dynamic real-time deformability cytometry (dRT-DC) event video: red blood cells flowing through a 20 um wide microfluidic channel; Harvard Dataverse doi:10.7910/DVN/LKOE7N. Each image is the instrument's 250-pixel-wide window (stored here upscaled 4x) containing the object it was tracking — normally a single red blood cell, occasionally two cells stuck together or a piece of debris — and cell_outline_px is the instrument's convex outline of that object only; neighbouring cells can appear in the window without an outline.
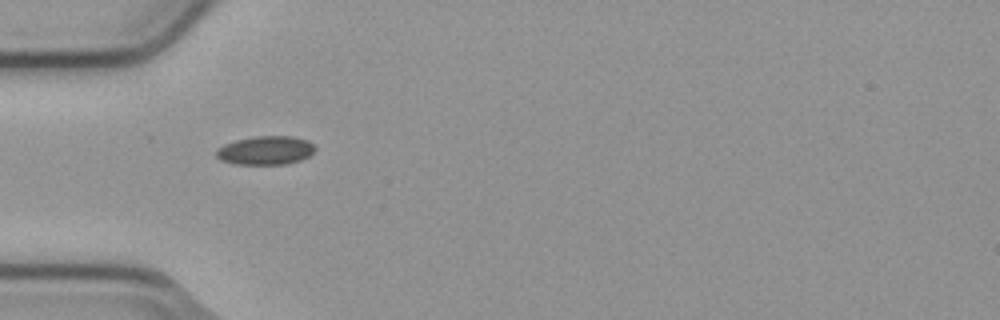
{"species": "common noctule bat (a hibernating species)", "species_latin": "Nyctalus noctula", "temperature_condition": "cold", "stored_images_in_passage": 2, "camera_frame_rate_fps": 3000, "um_per_image_px": 0.085, "animal": {"sex": "male", "body_mass_g": 23.1, "forearm_length_mm": 52.7}, "frame": {"image": 1, "passage_image": 1, "time_ms": 0.0, "image_size_px": [1000, 320], "cell_outline_px": [[316, 148], [308, 156], [300, 160], [288, 164], [236, 164], [220, 160], [216, 156], [216, 152], [224, 144], [236, 140], [252, 136], [292, 136], [308, 140]], "centroid_in_image_um": [22.58, 12.78], "position_along_channel_um": 62.4, "area_um2": 16.47}}
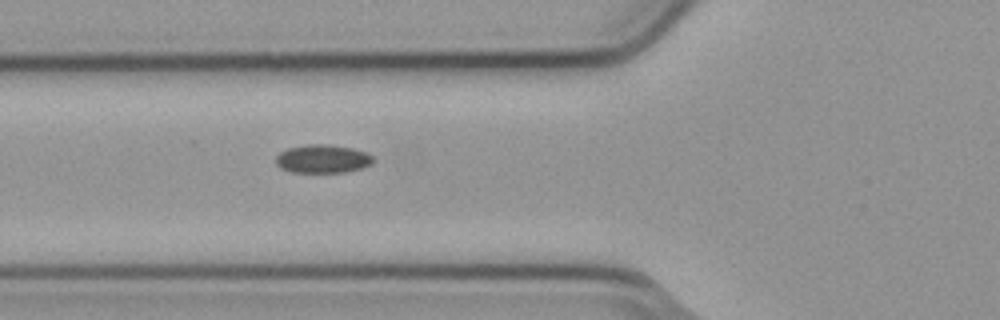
{"frame": {"image": 2, "passage_image": 2, "time_ms": 0.333, "image_size_px": [1000, 320], "cell_outline_px": [[372, 164], [360, 168], [344, 172], [292, 172], [280, 168], [276, 164], [276, 156], [280, 152], [288, 148], [308, 144], [328, 144], [352, 148], [364, 152], [372, 156]], "centroid_in_image_um": [27.39, 13.5], "position_along_channel_um": 98.4, "area_um2": 15.95}}